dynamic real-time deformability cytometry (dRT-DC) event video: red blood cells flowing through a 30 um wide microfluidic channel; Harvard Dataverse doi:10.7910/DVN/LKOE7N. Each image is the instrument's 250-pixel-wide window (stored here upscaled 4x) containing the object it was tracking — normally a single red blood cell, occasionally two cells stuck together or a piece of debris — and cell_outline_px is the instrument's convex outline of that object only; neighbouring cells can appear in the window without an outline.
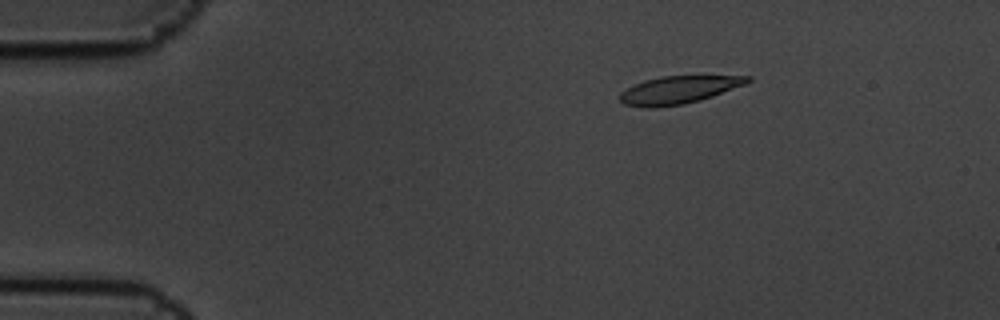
{"species": "common noctule bat (a hibernating species)", "species_latin": "Nyctalus noctula", "temperature_condition": "cold", "stored_images_in_passage": 8, "camera_frame_rate_fps": 3000, "um_per_image_px": 0.085, "animal": {"sex": "male", "body_mass_g": 19.5, "forearm_length_mm": 54.6}, "frame": {"image": 1, "passage_image": 3, "time_ms": 0.667, "image_size_px": [1000, 320], "cell_outline_px": [[752, 80], [744, 84], [712, 96], [700, 100], [684, 104], [656, 108], [644, 108], [624, 104], [620, 100], [620, 92], [644, 80], [664, 76], [752, 76]], "centroid_in_image_um": [57.65, 7.65], "position_along_channel_um": 27.3, "area_um2": 20.4}}
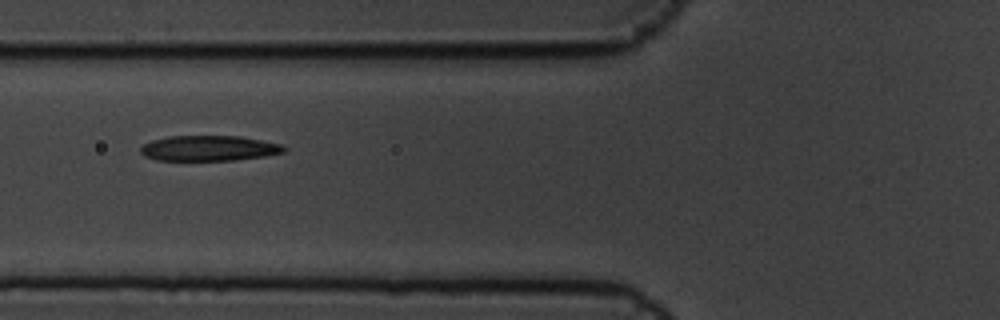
{"frame": {"image": 2, "passage_image": 7, "time_ms": 2.0, "image_size_px": [1000, 320], "cell_outline_px": [[288, 148], [284, 152], [264, 156], [232, 160], [156, 160], [144, 156], [140, 152], [140, 148], [144, 144], [152, 140], [168, 136], [240, 136], [280, 144]], "centroid_in_image_um": [17.74, 12.6], "position_along_channel_um": 108.1, "area_um2": 21.1}}
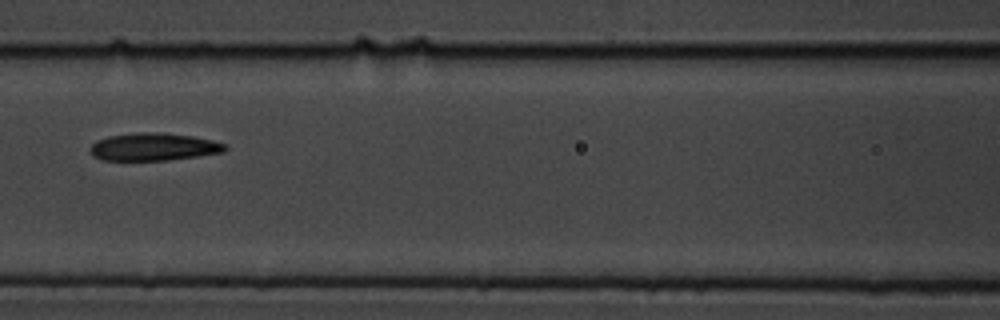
{"frame": {"image": 3, "passage_image": 8, "time_ms": 2.333, "image_size_px": [1000, 320], "cell_outline_px": [[228, 148], [224, 152], [168, 160], [104, 160], [92, 156], [88, 148], [96, 140], [108, 136], [136, 132], [160, 132], [192, 136], [212, 140], [228, 144]], "centroid_in_image_um": [13.04, 12.47], "position_along_channel_um": 153.6, "area_um2": 21.91}}